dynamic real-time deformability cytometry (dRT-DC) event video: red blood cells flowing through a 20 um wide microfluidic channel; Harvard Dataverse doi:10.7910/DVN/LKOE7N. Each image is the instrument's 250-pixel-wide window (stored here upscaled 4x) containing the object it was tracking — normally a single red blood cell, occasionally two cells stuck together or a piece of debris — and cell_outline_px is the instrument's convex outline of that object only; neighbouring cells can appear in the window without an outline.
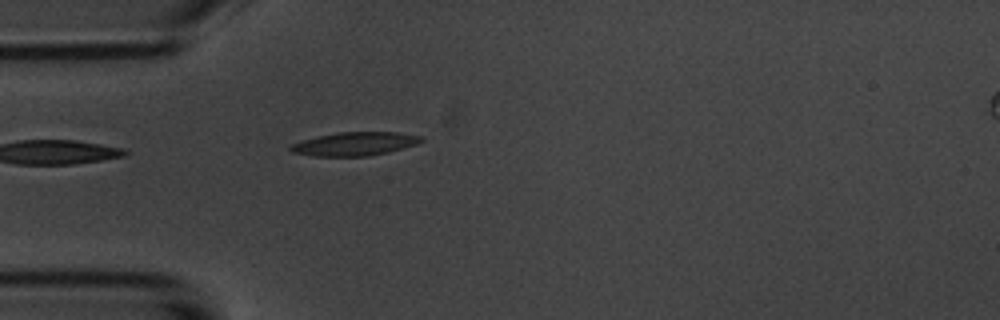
{"species": "common noctule bat (a hibernating species)", "species_latin": "Nyctalus noctula", "temperature_condition": "room temperature", "stored_images_in_passage": 3, "camera_frame_rate_fps": 3000, "um_per_image_px": 0.085, "animal": {"sex": "male", "body_mass_g": 20.1, "forearm_length_mm": 53.5}, "frame": {"image": 1, "passage_image": 3, "time_ms": 2.333, "image_size_px": [1000, 320], "cell_outline_px": [[424, 140], [416, 144], [388, 152], [368, 156], [312, 156], [292, 152], [288, 148], [292, 144], [300, 140], [316, 136], [340, 132], [400, 132], [424, 136]], "centroid_in_image_um": [30.15, 12.22], "position_along_channel_um": 54.9, "area_um2": 18.03}}